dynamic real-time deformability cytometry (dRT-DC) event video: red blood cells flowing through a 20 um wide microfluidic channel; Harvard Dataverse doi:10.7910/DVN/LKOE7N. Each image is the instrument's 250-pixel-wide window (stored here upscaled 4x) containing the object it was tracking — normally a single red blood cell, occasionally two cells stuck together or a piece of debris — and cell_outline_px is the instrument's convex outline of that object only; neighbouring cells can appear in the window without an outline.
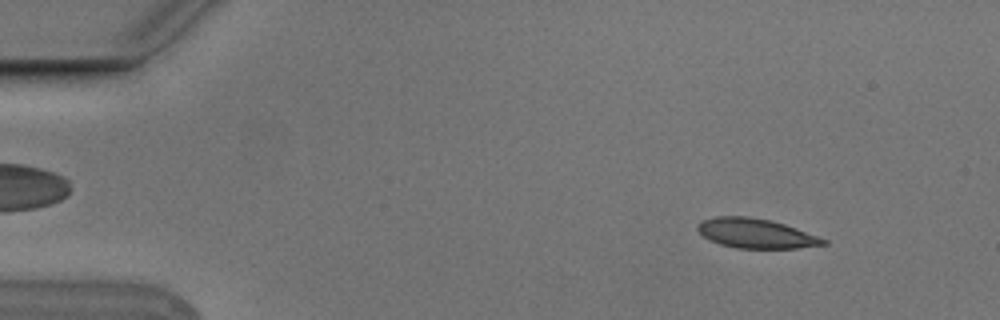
{"species": "Egyptian fruit bat (a non-hibernating species)", "species_latin": "Rousettus aegyptiacus", "temperature_condition": "cold", "stored_images_in_passage": 55, "segment_of_instrument_passage": [1, 2], "camera_frame_rate_fps": 3000, "um_per_image_px": 0.085, "animal": {"sex": "male"}, "frame": {"image": 1, "passage_image": 6, "time_ms": 1.667, "image_size_px": [1000, 320], "cell_outline_px": [[828, 244], [796, 248], [736, 248], [720, 244], [704, 236], [696, 228], [704, 220], [716, 216], [748, 216], [768, 220], [784, 224], [828, 240]], "centroid_in_image_um": [64.27, 19.84], "position_along_channel_um": 20.7, "area_um2": 21.27}}
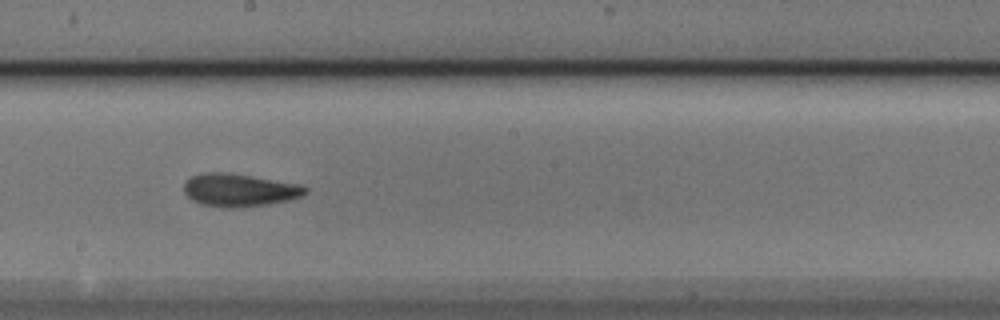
{"frame": {"image": 2, "passage_image": 30, "time_ms": 9.667, "image_size_px": [1000, 320], "cell_outline_px": [[308, 192], [300, 196], [288, 200], [268, 204], [240, 208], [228, 208], [200, 204], [192, 200], [184, 192], [184, 180], [192, 176], [208, 172], [228, 172], [300, 184], [308, 188]], "centroid_in_image_um": [20.33, 16.16], "position_along_channel_um": 227.9, "area_um2": 23.35}}
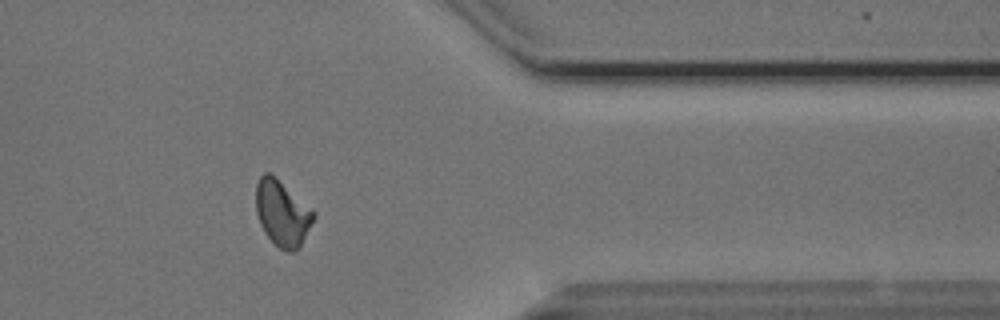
{"frame": {"image": 3, "passage_image": 44, "time_ms": 14.333, "image_size_px": [1000, 320], "cell_outline_px": [[316, 216], [300, 248], [292, 252], [288, 252], [280, 248], [264, 232], [260, 224], [256, 212], [256, 184], [260, 176], [264, 172], [268, 172], [276, 176], [312, 208], [316, 212]], "centroid_in_image_um": [24.01, 18.1], "position_along_channel_um": 387.4, "area_um2": 22.37}}